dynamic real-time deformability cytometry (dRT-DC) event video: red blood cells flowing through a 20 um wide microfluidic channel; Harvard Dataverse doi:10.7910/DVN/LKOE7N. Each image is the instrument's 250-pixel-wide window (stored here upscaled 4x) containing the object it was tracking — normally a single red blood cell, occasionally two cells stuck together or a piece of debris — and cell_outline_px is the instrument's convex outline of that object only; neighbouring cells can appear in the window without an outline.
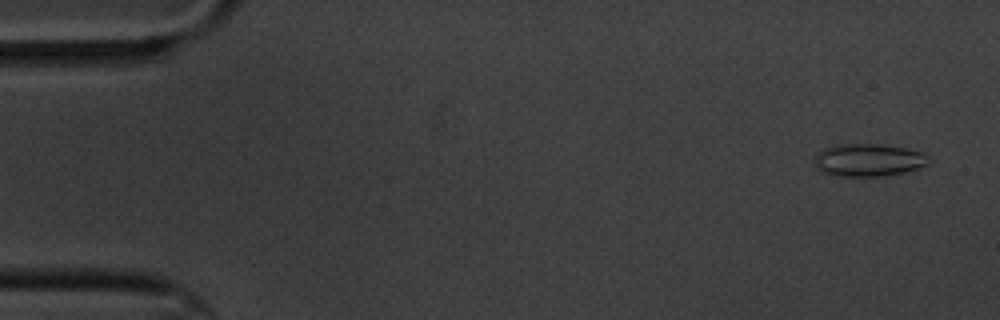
{"species": "common noctule bat (a hibernating species)", "species_latin": "Nyctalus noctula", "temperature_condition": "cold", "stored_images_in_passage": 5, "camera_frame_rate_fps": 3000, "um_per_image_px": 0.085, "animal": {"sex": "male", "body_mass_g": 20.1, "forearm_length_mm": 53.5}, "frame": {"image": 1, "passage_image": 1, "time_ms": 0.0, "image_size_px": [1000, 320], "cell_outline_px": [[928, 160], [924, 164], [916, 168], [904, 172], [884, 176], [840, 176], [820, 172], [812, 164], [816, 156], [824, 148], [840, 144], [880, 144], [904, 148], [924, 152], [928, 156]], "centroid_in_image_um": [73.76, 13.61], "position_along_channel_um": 11.2, "area_um2": 21.62}}